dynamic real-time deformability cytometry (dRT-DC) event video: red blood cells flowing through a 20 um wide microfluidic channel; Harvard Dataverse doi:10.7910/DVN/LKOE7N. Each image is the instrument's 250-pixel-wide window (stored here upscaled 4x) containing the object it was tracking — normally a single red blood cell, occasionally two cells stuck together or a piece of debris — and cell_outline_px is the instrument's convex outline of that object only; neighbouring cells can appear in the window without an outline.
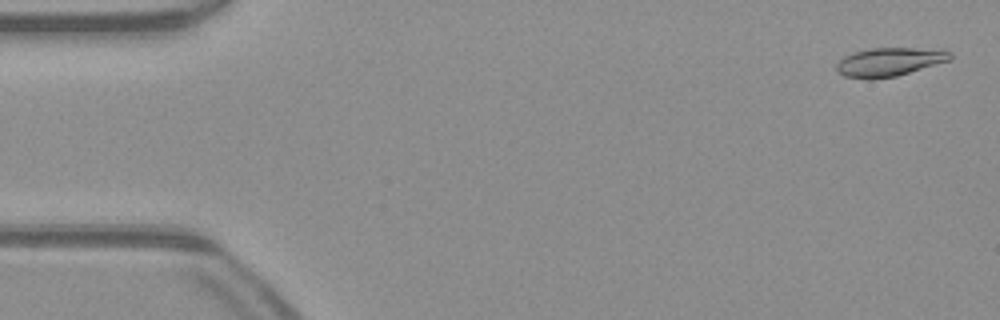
{"species": "common noctule bat (a hibernating species)", "species_latin": "Nyctalus noctula", "temperature_condition": "warm", "stored_images_in_passage": 51, "camera_frame_rate_fps": 3000, "um_per_image_px": 0.085, "animal": {"sex": "male", "body_mass_g": 23.1, "forearm_length_mm": 52.7}, "frame": {"image": 1, "passage_image": 2, "time_ms": 0.333, "image_size_px": [1000, 320], "cell_outline_px": [[952, 56], [948, 60], [896, 76], [872, 80], [868, 80], [844, 76], [836, 68], [836, 64], [844, 56], [852, 52], [872, 48], [912, 48], [952, 52]], "centroid_in_image_um": [75.5, 5.28], "position_along_channel_um": 9.5, "area_um2": 18.61}}
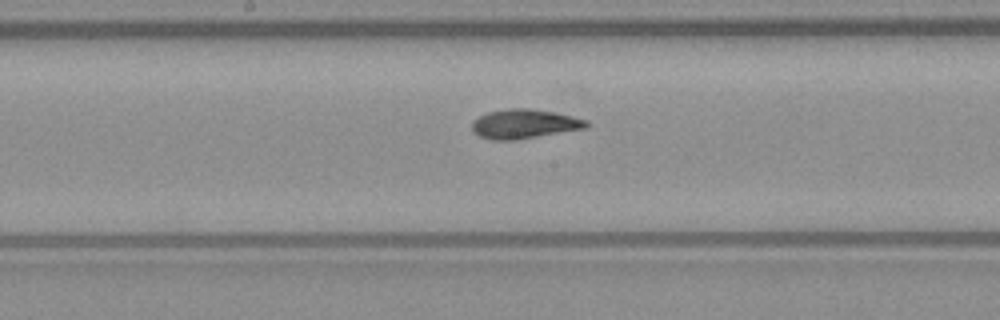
{"frame": {"image": 2, "passage_image": 26, "time_ms": 8.333, "image_size_px": [1000, 320], "cell_outline_px": [[588, 128], [516, 140], [492, 140], [480, 136], [472, 132], [472, 120], [488, 112], [508, 108], [532, 108], [552, 112], [588, 120]], "centroid_in_image_um": [44.55, 10.54], "position_along_channel_um": 203.7, "area_um2": 19.59}}
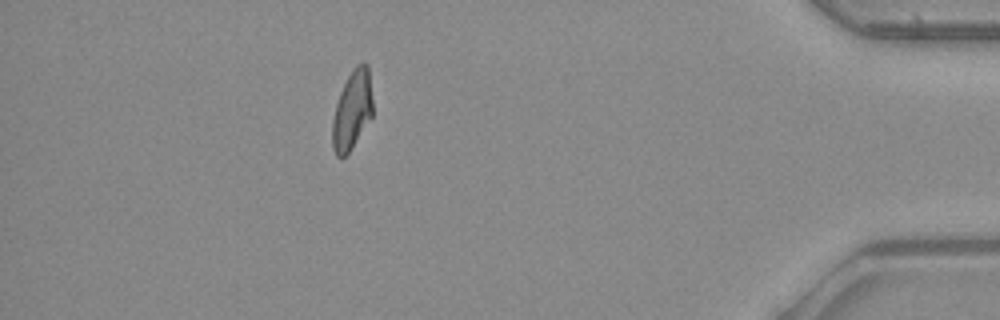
{"frame": {"image": 3, "passage_image": 45, "time_ms": 14.667, "image_size_px": [1000, 320], "cell_outline_px": [[372, 116], [348, 152], [340, 160], [336, 156], [332, 148], [332, 120], [336, 104], [340, 92], [352, 68], [356, 64], [364, 60], [368, 64], [372, 100]], "centroid_in_image_um": [29.92, 9.33], "position_along_channel_um": 405.3, "area_um2": 18.55}, "authors_computed_cell_mechanics": {"area_um2": 19.3052, "velocity_mm_per_s": 4.0646, "shape_relaxation_time_tau1_ms": null, "shape_relaxation_time_tau2_ms": 2.0058, "deformation_change_tau1": null, "deformation_change_tau2": 0.0782}}